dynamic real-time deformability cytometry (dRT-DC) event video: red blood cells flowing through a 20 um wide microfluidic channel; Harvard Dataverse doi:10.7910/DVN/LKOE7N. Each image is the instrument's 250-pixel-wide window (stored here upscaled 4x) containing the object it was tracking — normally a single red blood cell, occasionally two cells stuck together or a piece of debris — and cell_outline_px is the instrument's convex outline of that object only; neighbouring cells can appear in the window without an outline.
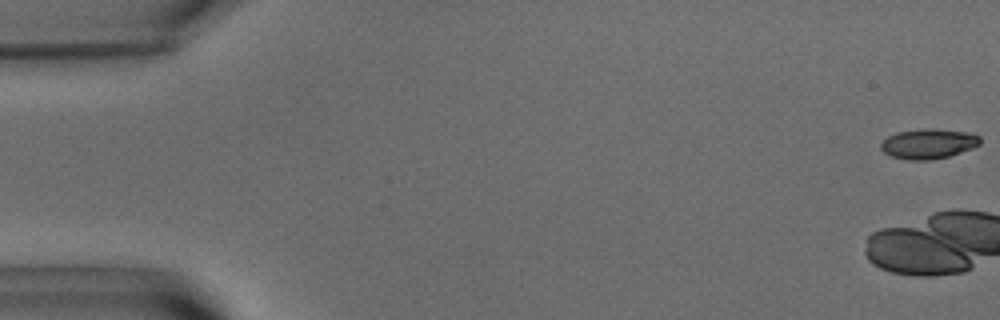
{"species": "common noctule bat (a hibernating species)", "species_latin": "Nyctalus noctula", "temperature_condition": "warm", "stored_images_in_passage": 17, "camera_frame_rate_fps": 3000, "um_per_image_px": 0.085, "animal": {"sex": "male", "body_mass_g": 15.6}, "frame": {"image": 1, "passage_image": 1, "time_ms": 0.0, "image_size_px": [1000, 320], "cell_outline_px": [[980, 144], [972, 148], [948, 156], [928, 160], [908, 160], [892, 156], [884, 152], [880, 148], [880, 144], [888, 136], [896, 132], [924, 128], [932, 128], [972, 132], [980, 136]], "centroid_in_image_um": [78.92, 12.2], "position_along_channel_um": 6.1, "area_um2": 17.4}}